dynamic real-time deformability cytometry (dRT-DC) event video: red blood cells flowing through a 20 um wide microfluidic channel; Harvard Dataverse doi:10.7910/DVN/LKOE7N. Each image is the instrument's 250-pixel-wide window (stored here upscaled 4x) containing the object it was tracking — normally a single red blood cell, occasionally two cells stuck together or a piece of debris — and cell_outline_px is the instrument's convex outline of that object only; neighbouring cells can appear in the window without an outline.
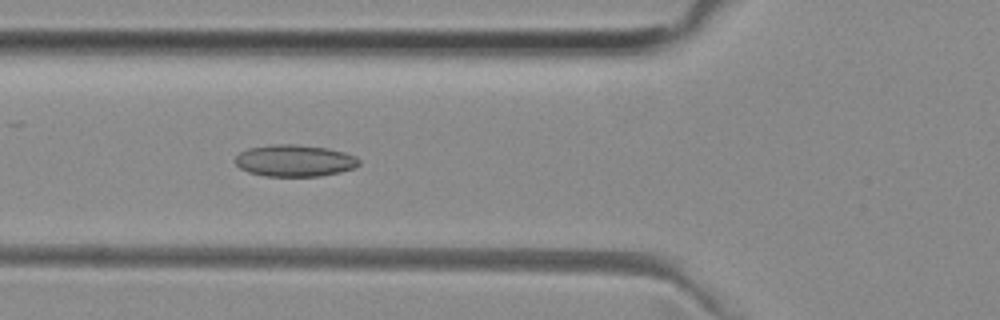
{"species": "common noctule bat (a hibernating species)", "species_latin": "Nyctalus noctula", "temperature_condition": "room temperature", "stored_images_in_passage": 51, "camera_frame_rate_fps": 3000, "um_per_image_px": 0.085, "animal": {"sex": "female", "body_mass_g": 29.2, "forearm_length_mm": 56.3}, "frame": {"image": 1, "passage_image": 18, "time_ms": 5.667, "image_size_px": [1000, 320], "cell_outline_px": [[360, 164], [356, 168], [340, 172], [320, 176], [264, 176], [248, 172], [240, 168], [236, 164], [236, 156], [240, 152], [248, 148], [272, 144], [296, 144], [328, 148], [344, 152], [356, 156], [360, 160]], "centroid_in_image_um": [25.07, 13.65], "position_along_channel_um": 100.7, "area_um2": 23.12}}
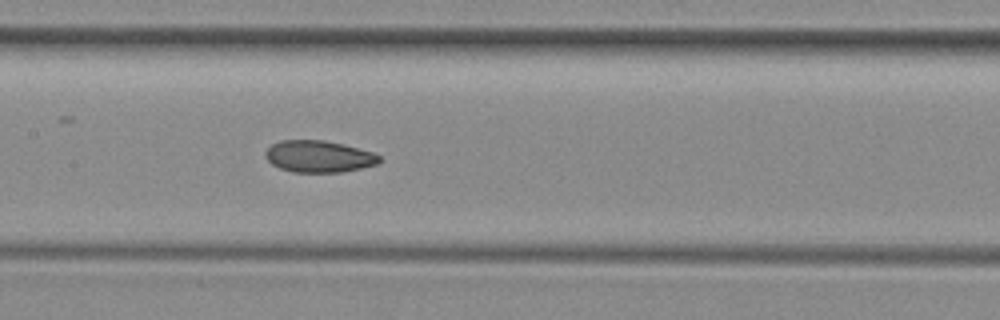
{"frame": {"image": 2, "passage_image": 24, "time_ms": 7.667, "image_size_px": [1000, 320], "cell_outline_px": [[380, 160], [376, 164], [360, 168], [340, 172], [292, 172], [280, 168], [272, 164], [264, 156], [264, 152], [272, 144], [280, 140], [324, 140], [344, 144], [372, 152], [380, 156]], "centroid_in_image_um": [27.06, 13.29], "position_along_channel_um": 180.3, "area_um2": 21.04}}
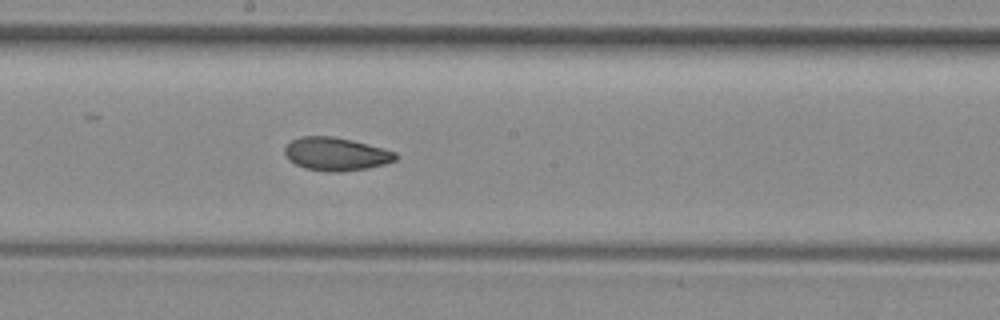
{"frame": {"image": 3, "passage_image": 27, "time_ms": 8.667, "image_size_px": [1000, 320], "cell_outline_px": [[396, 160], [384, 164], [368, 168], [340, 172], [328, 172], [304, 168], [288, 160], [284, 152], [284, 148], [292, 140], [300, 136], [332, 136], [352, 140], [384, 148], [396, 152]], "centroid_in_image_um": [28.54, 13.09], "position_along_channel_um": 219.7, "area_um2": 21.5}}